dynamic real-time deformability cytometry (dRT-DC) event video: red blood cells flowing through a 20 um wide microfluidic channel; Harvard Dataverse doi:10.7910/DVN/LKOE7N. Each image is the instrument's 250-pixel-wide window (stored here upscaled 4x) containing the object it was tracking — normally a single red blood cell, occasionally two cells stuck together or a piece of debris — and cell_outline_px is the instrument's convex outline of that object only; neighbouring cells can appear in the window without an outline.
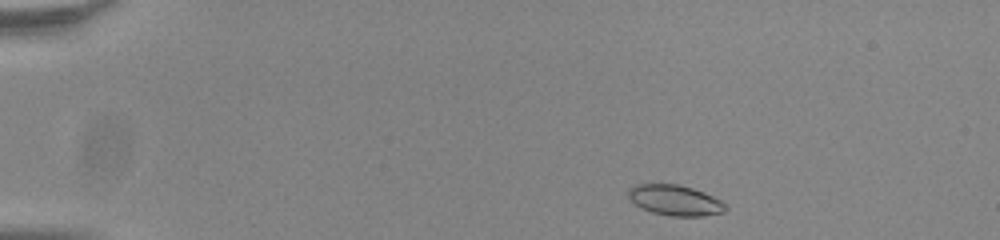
{"species": "common noctule bat (a hibernating species)", "species_latin": "Nyctalus noctula", "temperature_condition": "room temperature", "stored_images_in_passage": 46, "camera_frame_rate_fps": 3000, "um_per_image_px": 0.085, "animal": {"sex": "male", "body_mass_g": 20.0, "forearm_length_mm": 53.3}, "frame": {"image": 1, "passage_image": 1, "time_ms": 0.0, "image_size_px": [1000, 240], "cell_outline_px": [[728, 208], [724, 212], [704, 216], [672, 216], [652, 212], [636, 204], [628, 196], [628, 188], [636, 184], [680, 184], [704, 192], [720, 200]], "centroid_in_image_um": [57.39, 17.01], "position_along_channel_um": 27.6, "area_um2": 17.17}}
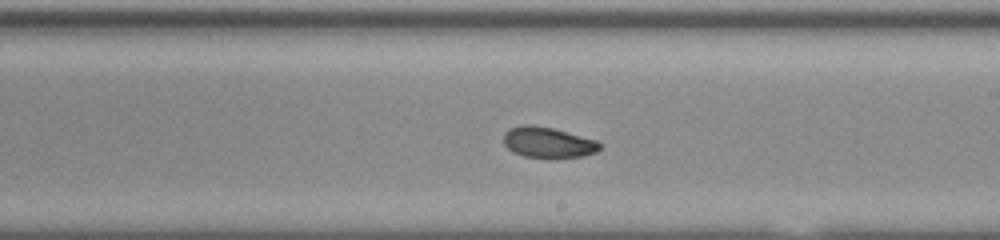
{"frame": {"image": 2, "passage_image": 25, "time_ms": 8.0, "image_size_px": [1000, 240], "cell_outline_px": [[600, 148], [596, 152], [580, 156], [524, 156], [512, 152], [504, 144], [504, 132], [508, 128], [520, 124], [532, 124], [552, 128], [596, 140], [600, 144]], "centroid_in_image_um": [46.51, 12.06], "position_along_channel_um": 242.5, "area_um2": 16.82}}
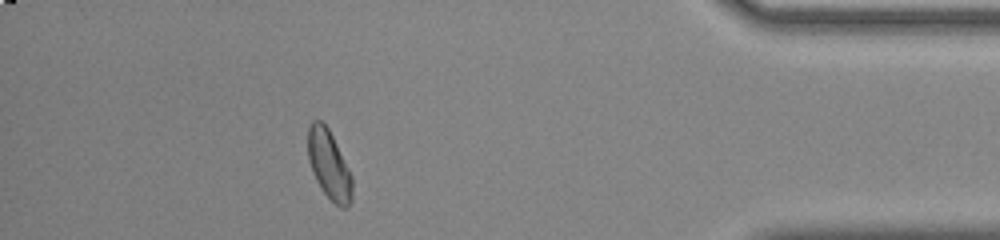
{"frame": {"image": 3, "passage_image": 41, "time_ms": 13.333, "image_size_px": [1000, 240], "cell_outline_px": [[352, 200], [348, 208], [340, 208], [324, 192], [316, 180], [312, 172], [308, 160], [308, 128], [312, 120], [320, 120], [328, 128], [352, 176]], "centroid_in_image_um": [27.96, 14.02], "position_along_channel_um": 407.2, "area_um2": 17.63}, "authors_computed_cell_mechanics": {"area_um2": 17.3978, "velocity_mm_per_s": 3.8184, "shape_relaxation_time_tau1_ms": 6.1701, "shape_relaxation_time_tau2_ms": 3.5045, "deformation_change_tau1": 0.1102, "deformation_change_tau2": 0.0816}}